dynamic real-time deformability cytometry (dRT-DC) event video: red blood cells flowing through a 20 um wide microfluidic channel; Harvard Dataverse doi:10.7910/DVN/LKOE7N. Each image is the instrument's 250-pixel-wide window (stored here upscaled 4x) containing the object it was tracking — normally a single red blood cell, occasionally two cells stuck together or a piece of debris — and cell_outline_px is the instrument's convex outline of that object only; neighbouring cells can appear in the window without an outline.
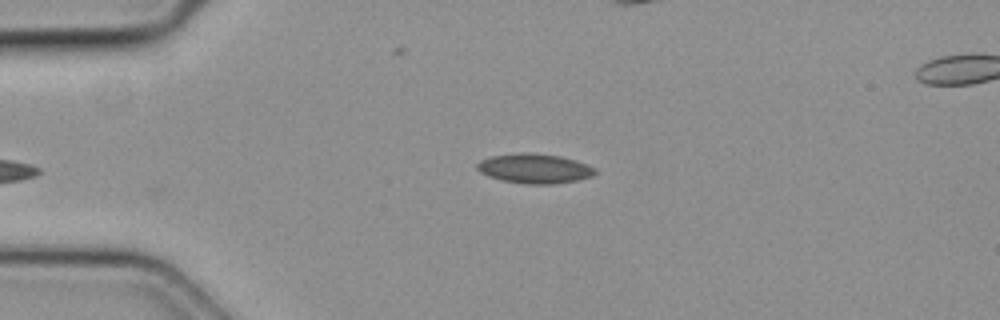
{"species": "common noctule bat (a hibernating species)", "species_latin": "Nyctalus noctula", "temperature_condition": "cold", "stored_images_in_passage": 28, "camera_frame_rate_fps": 3000, "um_per_image_px": 0.085, "animal": {"sex": "female", "body_mass_g": 19.3, "forearm_length_mm": 54.1}, "frame": {"image": 1, "passage_image": 1, "time_ms": 0.0, "image_size_px": [1000, 320], "cell_outline_px": [[596, 172], [592, 176], [576, 180], [552, 184], [524, 184], [500, 180], [488, 176], [480, 172], [476, 168], [476, 164], [480, 160], [492, 156], [520, 152], [528, 152], [560, 156], [576, 160], [588, 164], [596, 168]], "centroid_in_image_um": [45.42, 14.32], "position_along_channel_um": 39.6, "area_um2": 20.52}}
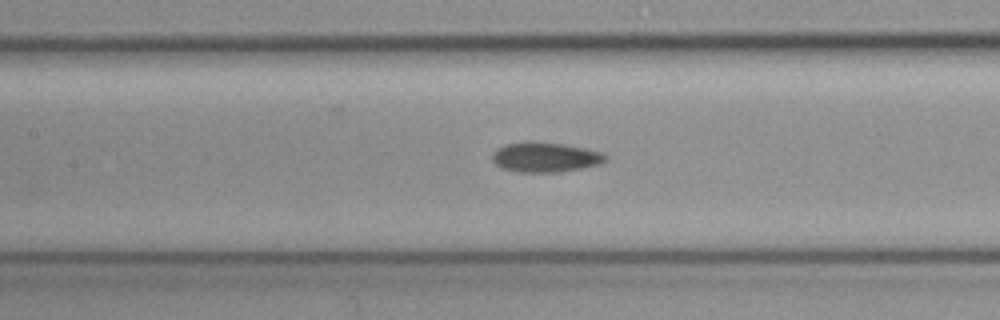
{"frame": {"image": 2, "passage_image": 12, "time_ms": 3.667, "image_size_px": [1000, 320], "cell_outline_px": [[608, 160], [600, 164], [560, 172], [516, 172], [504, 168], [496, 164], [492, 160], [492, 152], [504, 144], [532, 140], [564, 144], [584, 148], [600, 152], [608, 156]], "centroid_in_image_um": [46.33, 13.35], "position_along_channel_um": 161.1, "area_um2": 19.88}}
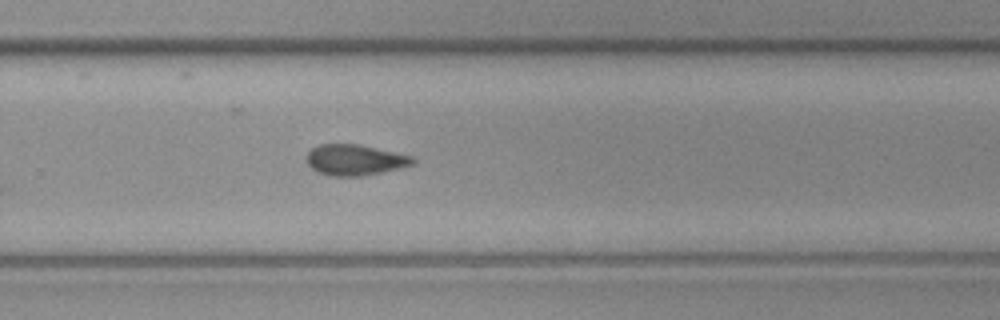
{"frame": {"image": 3, "passage_image": 22, "time_ms": 7.0, "image_size_px": [1000, 320], "cell_outline_px": [[416, 160], [412, 164], [400, 168], [360, 176], [332, 176], [320, 172], [312, 168], [308, 164], [308, 152], [312, 148], [320, 144], [360, 144], [412, 156]], "centroid_in_image_um": [30.18, 13.58], "position_along_channel_um": 299.6, "area_um2": 18.79}}